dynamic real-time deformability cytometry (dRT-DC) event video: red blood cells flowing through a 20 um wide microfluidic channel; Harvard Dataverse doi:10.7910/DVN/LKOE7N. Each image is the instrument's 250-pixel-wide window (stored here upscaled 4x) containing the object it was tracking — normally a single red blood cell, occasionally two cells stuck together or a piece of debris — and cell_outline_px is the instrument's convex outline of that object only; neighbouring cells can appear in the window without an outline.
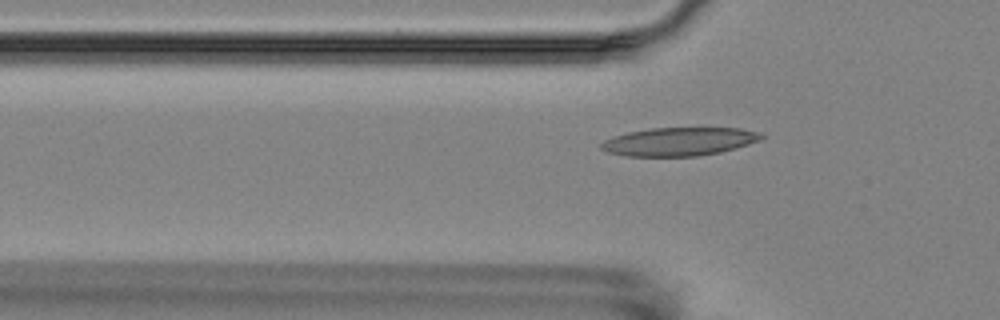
{"species": "Egyptian fruit bat (a non-hibernating species)", "species_latin": "Rousettus aegyptiacus", "temperature_condition": "room temperature", "stored_images_in_passage": 6, "camera_frame_rate_fps": 3000, "um_per_image_px": 0.085, "animal": {"sex": "female"}, "frame": {"image": 1, "passage_image": 4, "time_ms": 4.333, "image_size_px": [1000, 320], "cell_outline_px": [[764, 136], [760, 140], [736, 148], [720, 152], [696, 156], [624, 156], [608, 152], [600, 148], [600, 144], [604, 140], [628, 132], [652, 128], [740, 128], [760, 132]], "centroid_in_image_um": [57.73, 12.03], "position_along_channel_um": 68.1, "area_um2": 26.36}}